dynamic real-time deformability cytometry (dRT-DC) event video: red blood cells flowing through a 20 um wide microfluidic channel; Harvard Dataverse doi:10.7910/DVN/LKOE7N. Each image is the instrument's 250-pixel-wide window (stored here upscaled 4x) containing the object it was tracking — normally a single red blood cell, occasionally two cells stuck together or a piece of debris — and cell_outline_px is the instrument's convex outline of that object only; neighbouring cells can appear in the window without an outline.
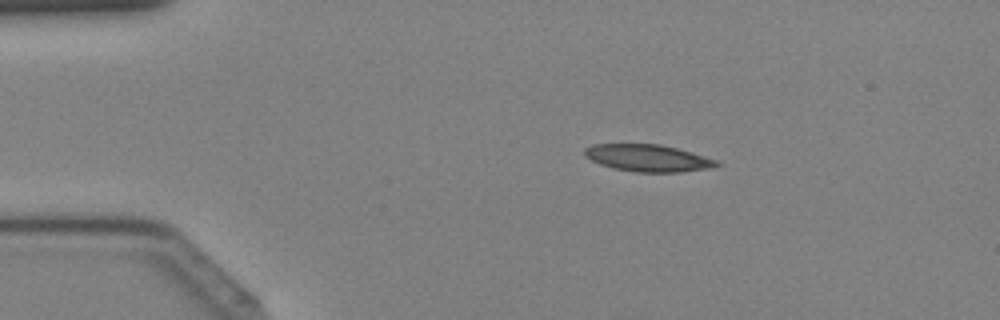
{"species": "Egyptian fruit bat (a non-hibernating species)", "species_latin": "Rousettus aegyptiacus", "temperature_condition": "cold", "stored_images_in_passage": 42, "camera_frame_rate_fps": 3000, "um_per_image_px": 0.085, "animal": {"sex": "female"}, "frame": {"image": 1, "passage_image": 8, "time_ms": 2.333, "image_size_px": [1000, 320], "cell_outline_px": [[724, 164], [712, 168], [680, 172], [636, 172], [612, 168], [600, 164], [584, 156], [584, 148], [592, 144], [660, 144], [692, 152], [716, 160]], "centroid_in_image_um": [55.09, 13.43], "position_along_channel_um": 29.9, "area_um2": 20.92}}
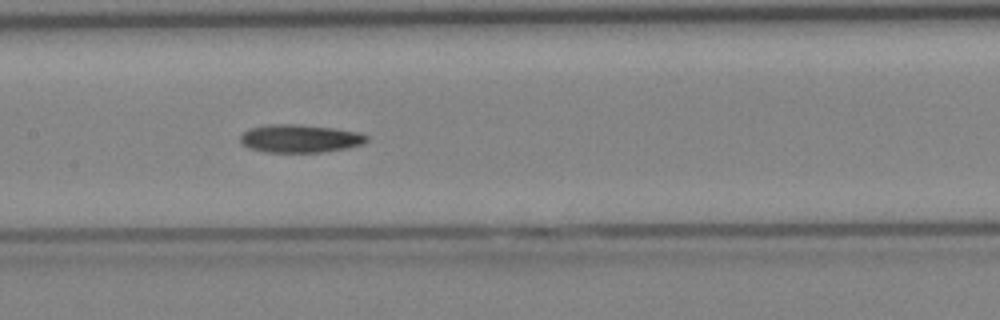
{"frame": {"image": 2, "passage_image": 21, "time_ms": 6.667, "image_size_px": [1000, 320], "cell_outline_px": [[368, 140], [364, 144], [348, 148], [320, 152], [264, 152], [252, 148], [244, 144], [240, 140], [240, 136], [248, 128], [268, 124], [296, 124], [332, 128], [356, 132], [368, 136]], "centroid_in_image_um": [25.5, 11.77], "position_along_channel_um": 181.9, "area_um2": 20.52}}
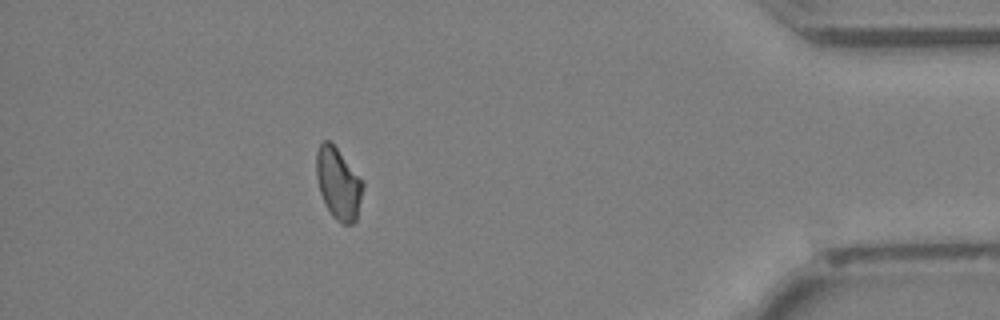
{"frame": {"image": 3, "passage_image": 38, "time_ms": 12.333, "image_size_px": [1000, 320], "cell_outline_px": [[364, 188], [356, 220], [352, 224], [344, 224], [336, 220], [332, 216], [320, 192], [316, 176], [316, 152], [320, 144], [324, 140], [328, 140], [336, 148], [364, 180]], "centroid_in_image_um": [28.78, 15.6], "position_along_channel_um": 406.4, "area_um2": 19.36}}